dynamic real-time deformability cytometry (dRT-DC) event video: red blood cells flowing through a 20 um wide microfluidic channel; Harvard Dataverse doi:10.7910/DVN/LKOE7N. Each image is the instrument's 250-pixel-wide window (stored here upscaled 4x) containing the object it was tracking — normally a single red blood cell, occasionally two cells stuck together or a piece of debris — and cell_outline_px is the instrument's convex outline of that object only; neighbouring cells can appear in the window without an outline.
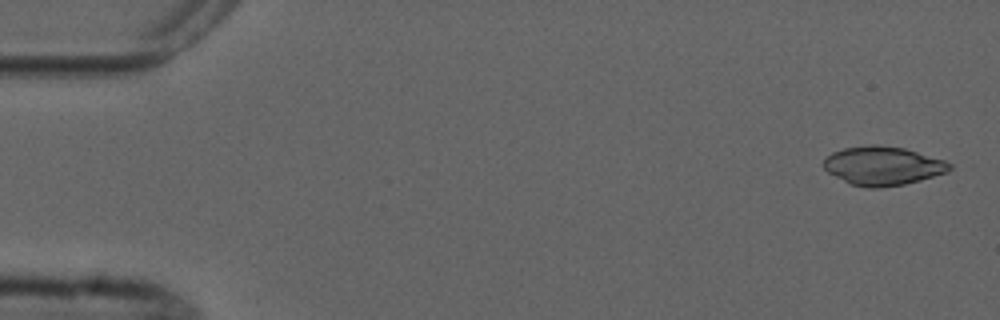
{"species": "common noctule bat (a hibernating species)", "species_latin": "Nyctalus noctula", "temperature_condition": "cold", "stored_images_in_passage": 5, "camera_frame_rate_fps": 3000, "um_per_image_px": 0.085, "animal": {"sex": "male", "forearm_length_mm": 52.5}, "frame": {"image": 1, "passage_image": 1, "time_ms": 0.0, "image_size_px": [1000, 320], "cell_outline_px": [[952, 168], [948, 172], [920, 180], [904, 184], [876, 188], [868, 188], [848, 184], [828, 172], [824, 168], [824, 160], [832, 152], [844, 148], [872, 144], [876, 144], [904, 148], [944, 160], [952, 164]], "centroid_in_image_um": [75.03, 14.1], "position_along_channel_um": 10.0, "area_um2": 28.44}}